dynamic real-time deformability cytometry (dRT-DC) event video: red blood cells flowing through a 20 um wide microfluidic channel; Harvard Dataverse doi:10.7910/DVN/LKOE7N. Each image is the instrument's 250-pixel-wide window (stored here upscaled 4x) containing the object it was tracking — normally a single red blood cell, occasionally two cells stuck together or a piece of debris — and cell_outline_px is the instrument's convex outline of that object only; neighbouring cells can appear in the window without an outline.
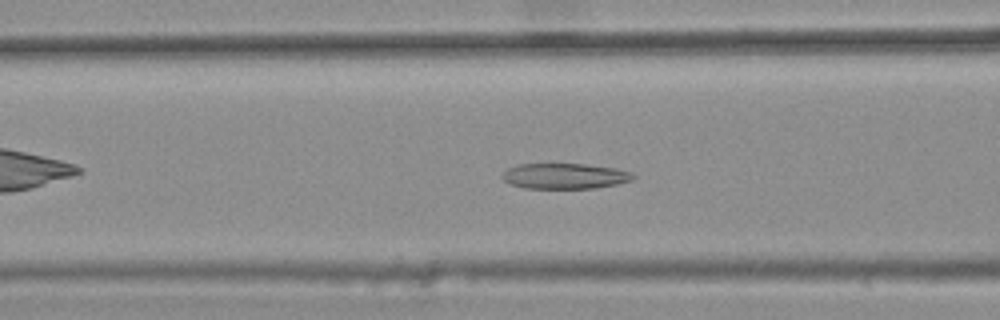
{"species": "common noctule bat (a hibernating species)", "species_latin": "Nyctalus noctula", "temperature_condition": "warm", "stored_images_in_passage": 45, "camera_frame_rate_fps": 3000, "um_per_image_px": 0.085, "animal": {"sex": "female", "body_mass_g": 25.1}, "frame": {"image": 1, "passage_image": 20, "time_ms": 6.333, "image_size_px": [1000, 320], "cell_outline_px": [[636, 176], [632, 180], [616, 184], [596, 188], [524, 188], [512, 184], [504, 180], [500, 176], [508, 168], [516, 164], [584, 164], [616, 168], [632, 172]], "centroid_in_image_um": [48.01, 14.96], "position_along_channel_um": 118.6, "area_um2": 19.48}}
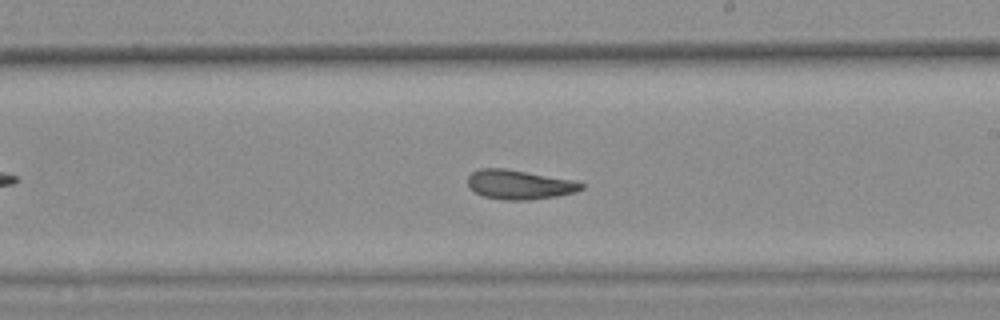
{"frame": {"image": 2, "passage_image": 30, "time_ms": 9.667, "image_size_px": [1000, 320], "cell_outline_px": [[584, 188], [576, 192], [556, 196], [528, 200], [504, 200], [484, 196], [468, 188], [468, 176], [472, 172], [480, 168], [504, 168], [572, 180], [584, 184]], "centroid_in_image_um": [44.12, 15.69], "position_along_channel_um": 244.9, "area_um2": 19.31}}
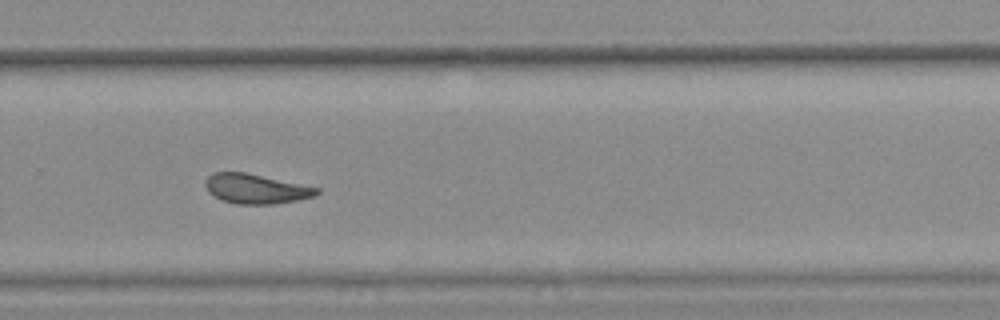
{"frame": {"image": 3, "passage_image": 35, "time_ms": 11.333, "image_size_px": [1000, 320], "cell_outline_px": [[320, 192], [312, 196], [296, 200], [272, 204], [236, 204], [220, 200], [208, 192], [204, 184], [208, 176], [212, 172], [248, 172], [320, 188]], "centroid_in_image_um": [21.71, 16.03], "position_along_channel_um": 308.1, "area_um2": 19.36}}